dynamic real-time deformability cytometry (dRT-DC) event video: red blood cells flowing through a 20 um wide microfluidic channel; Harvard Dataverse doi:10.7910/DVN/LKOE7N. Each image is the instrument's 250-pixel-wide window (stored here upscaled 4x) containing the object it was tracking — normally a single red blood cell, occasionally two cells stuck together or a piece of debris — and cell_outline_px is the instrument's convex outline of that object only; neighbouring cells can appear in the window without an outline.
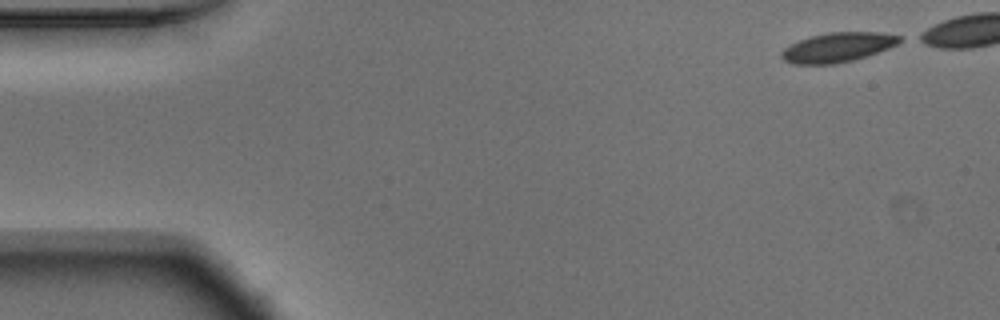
{"species": "Egyptian fruit bat (a non-hibernating species)", "species_latin": "Rousettus aegyptiacus", "temperature_condition": "warm", "stored_images_in_passage": 44, "camera_frame_rate_fps": 3000, "um_per_image_px": 0.085, "animal": {"sex": "male"}, "frame": {"image": 1, "passage_image": 1, "time_ms": 0.0, "image_size_px": [1000, 320], "cell_outline_px": [[904, 40], [888, 48], [852, 60], [832, 64], [792, 64], [784, 60], [780, 56], [780, 52], [784, 48], [800, 40], [812, 36], [828, 32], [880, 32], [904, 36]], "centroid_in_image_um": [71.21, 4.01], "position_along_channel_um": 13.8, "area_um2": 20.17}}
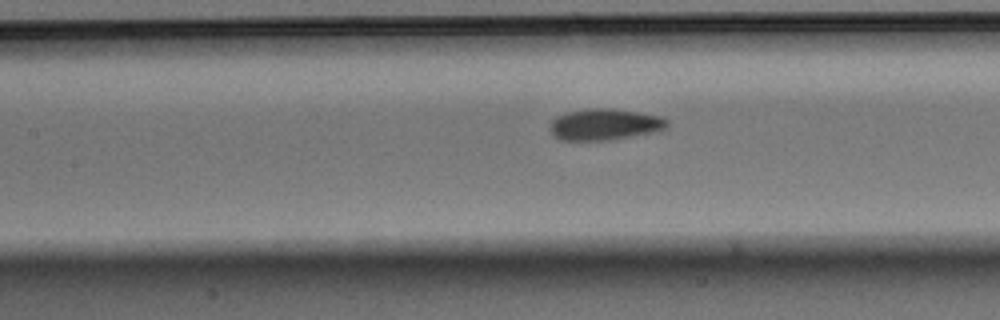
{"frame": {"image": 2, "passage_image": 21, "time_ms": 6.667, "image_size_px": [1000, 320], "cell_outline_px": [[668, 128], [652, 132], [632, 136], [608, 140], [560, 140], [552, 136], [548, 128], [548, 124], [556, 116], [564, 112], [592, 108], [612, 108], [660, 116], [668, 120]], "centroid_in_image_um": [51.33, 10.57], "position_along_channel_um": 156.1, "area_um2": 21.62}}
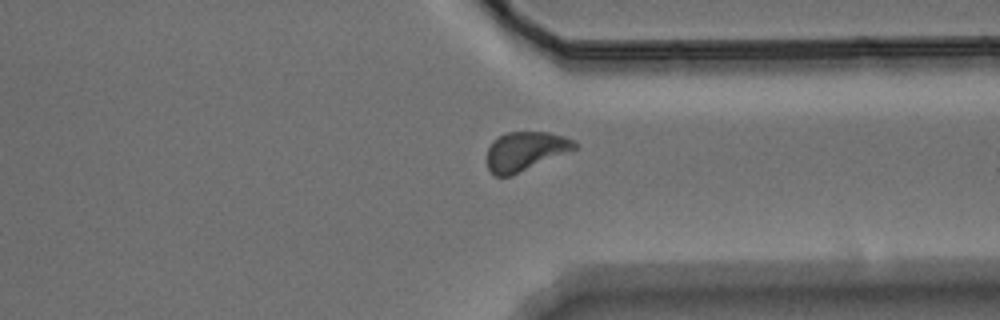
{"frame": {"image": 3, "passage_image": 38, "time_ms": 12.333, "image_size_px": [1000, 320], "cell_outline_px": [[580, 148], [512, 176], [496, 176], [488, 168], [488, 148], [492, 140], [496, 136], [508, 132], [548, 132], [564, 136], [580, 144]], "centroid_in_image_um": [44.7, 12.85], "position_along_channel_um": 366.7, "area_um2": 20.29}, "authors_computed_cell_mechanics": {"area_um2": 20.8658, "velocity_mm_per_s": 3.7332, "shape_relaxation_time_tau1_ms": 2.9466, "shape_relaxation_time_tau2_ms": 1.702, "deformation_change_tau1": 0.1103, "deformation_change_tau2": 0.0583}}